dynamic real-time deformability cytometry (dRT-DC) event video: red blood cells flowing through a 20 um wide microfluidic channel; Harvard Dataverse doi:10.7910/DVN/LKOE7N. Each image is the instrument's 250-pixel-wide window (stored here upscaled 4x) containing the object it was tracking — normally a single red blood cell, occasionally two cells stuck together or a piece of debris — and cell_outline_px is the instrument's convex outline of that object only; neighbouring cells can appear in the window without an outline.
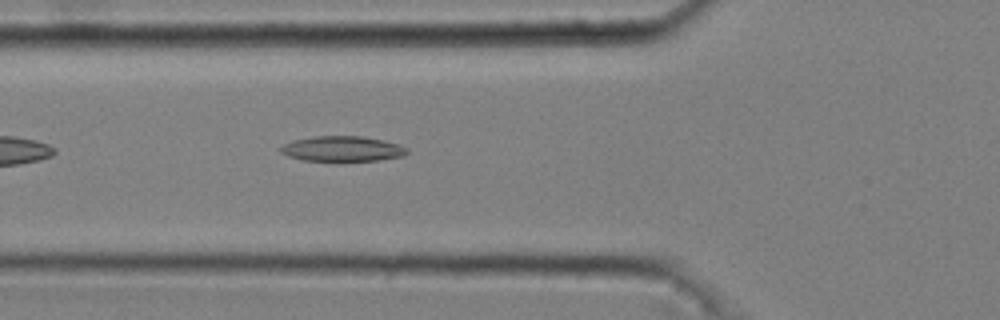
{"species": "common noctule bat (a hibernating species)", "species_latin": "Nyctalus noctula", "temperature_condition": "cold", "stored_images_in_passage": 37, "camera_frame_rate_fps": 3000, "um_per_image_px": 0.085, "animal": {"sex": "male", "body_mass_g": 20.4}, "frame": {"image": 1, "passage_image": 6, "time_ms": 1.667, "image_size_px": [1000, 320], "cell_outline_px": [[408, 152], [404, 156], [380, 160], [300, 160], [288, 156], [280, 152], [280, 148], [284, 144], [292, 140], [316, 136], [364, 136], [384, 140], [400, 144], [408, 148]], "centroid_in_image_um": [29.13, 12.63], "position_along_channel_um": 96.7, "area_um2": 18.61}}
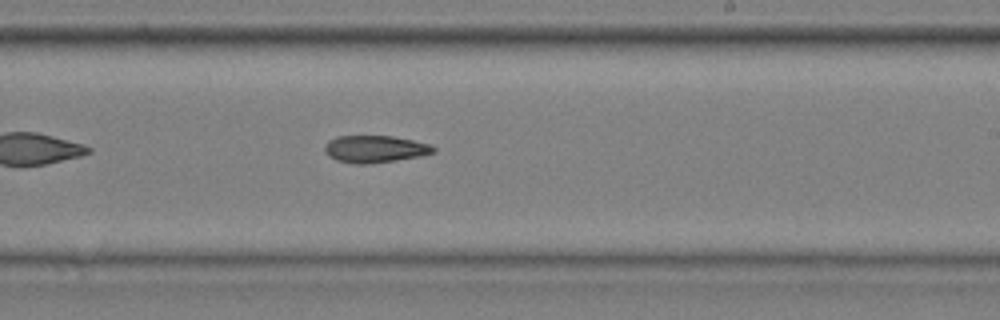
{"frame": {"image": 2, "passage_image": 19, "time_ms": 6.0, "image_size_px": [1000, 320], "cell_outline_px": [[436, 152], [420, 156], [396, 160], [368, 164], [356, 164], [336, 160], [328, 156], [324, 152], [324, 144], [328, 140], [336, 136], [392, 136], [412, 140], [428, 144], [436, 148]], "centroid_in_image_um": [31.82, 12.67], "position_along_channel_um": 257.2, "area_um2": 17.28}}
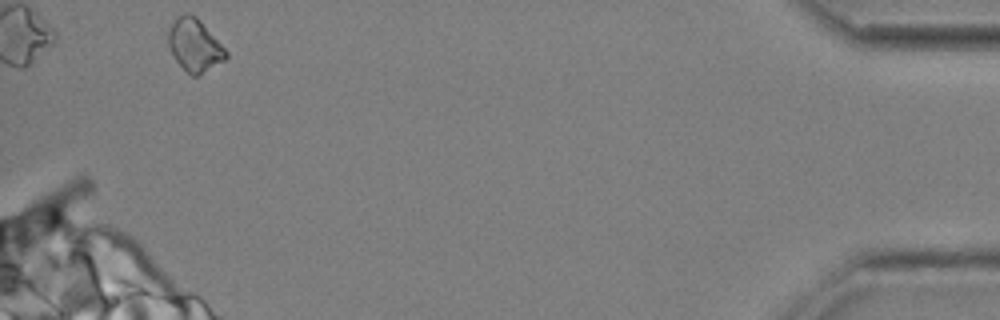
{"frame": {"image": 3, "passage_image": 37, "time_ms": 12.0, "image_size_px": [1000, 320], "cell_outline_px": [[228, 56], [224, 60], [200, 76], [192, 76], [176, 60], [168, 48], [168, 28], [176, 16], [184, 12], [188, 12], [196, 16], [200, 20], [228, 52]], "centroid_in_image_um": [16.52, 3.82], "position_along_channel_um": 418.7, "area_um2": 17.8}}